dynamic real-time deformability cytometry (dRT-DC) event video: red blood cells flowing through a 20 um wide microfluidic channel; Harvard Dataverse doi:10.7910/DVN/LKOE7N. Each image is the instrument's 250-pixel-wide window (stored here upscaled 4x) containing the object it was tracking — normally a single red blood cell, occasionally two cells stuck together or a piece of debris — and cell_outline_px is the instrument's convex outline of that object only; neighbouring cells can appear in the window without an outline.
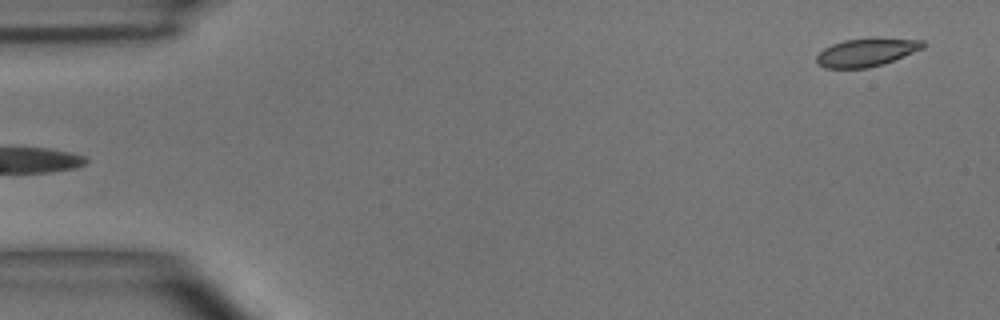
{"species": "common noctule bat (a hibernating species)", "species_latin": "Nyctalus noctula", "temperature_condition": "room temperature", "stored_images_in_passage": 5, "camera_frame_rate_fps": 3000, "um_per_image_px": 0.085, "animal": {"sex": "male", "body_mass_g": 15.6}, "frame": {"image": 1, "passage_image": 5, "time_ms": 4.667, "image_size_px": [1000, 320], "cell_outline_px": [[924, 48], [884, 64], [868, 68], [824, 68], [816, 64], [816, 56], [824, 48], [832, 44], [844, 40], [872, 36], [924, 40]], "centroid_in_image_um": [73.66, 4.42], "position_along_channel_um": 11.3, "area_um2": 17.98}}